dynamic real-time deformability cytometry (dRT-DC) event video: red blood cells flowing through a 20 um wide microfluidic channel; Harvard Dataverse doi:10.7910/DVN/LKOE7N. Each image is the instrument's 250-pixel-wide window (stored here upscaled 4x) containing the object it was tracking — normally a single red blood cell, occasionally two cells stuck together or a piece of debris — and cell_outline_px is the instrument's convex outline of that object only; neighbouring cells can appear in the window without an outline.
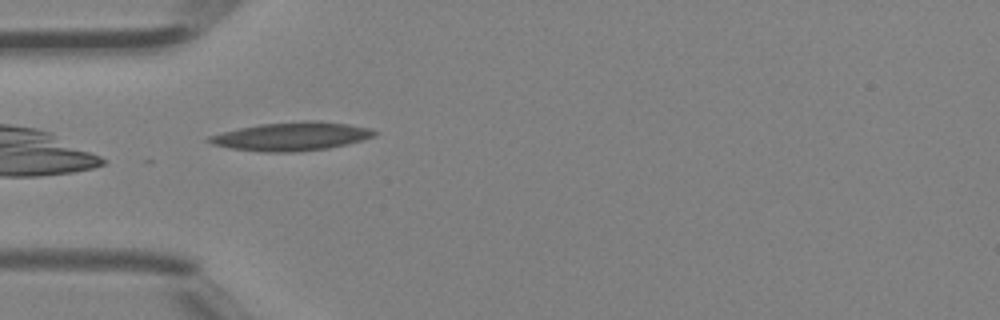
{"species": "Egyptian fruit bat (a non-hibernating species)", "species_latin": "Rousettus aegyptiacus", "temperature_condition": "room temperature", "stored_images_in_passage": 3, "camera_frame_rate_fps": 3000, "um_per_image_px": 0.085, "animal": {"sex": "female"}, "frame": {"image": 1, "passage_image": 2, "time_ms": 0.333, "image_size_px": [1000, 320], "cell_outline_px": [[380, 132], [376, 136], [364, 140], [348, 144], [328, 148], [292, 152], [264, 152], [228, 148], [212, 144], [204, 140], [208, 136], [240, 128], [260, 124], [304, 120], [316, 120], [348, 124], [368, 128]], "centroid_in_image_um": [24.8, 11.59], "position_along_channel_um": 60.2, "area_um2": 27.63}}
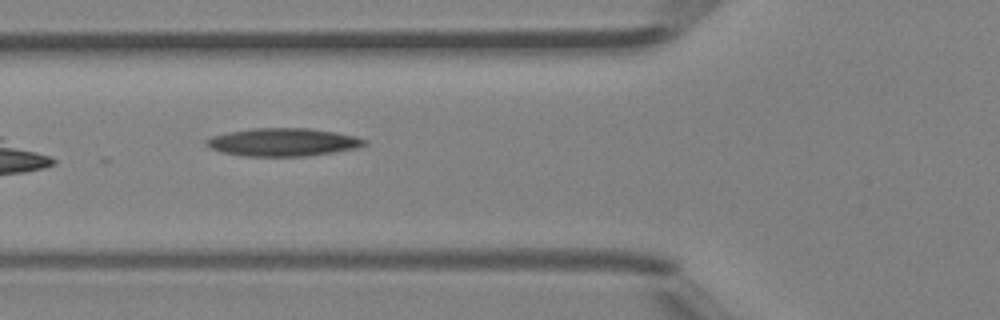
{"frame": {"image": 2, "passage_image": 3, "time_ms": 0.667, "image_size_px": [1000, 320], "cell_outline_px": [[368, 144], [356, 148], [332, 152], [304, 156], [244, 156], [220, 152], [204, 144], [204, 140], [212, 136], [228, 132], [252, 128], [308, 128], [336, 132], [356, 136], [364, 140]], "centroid_in_image_um": [24.02, 12.08], "position_along_channel_um": 101.8, "area_um2": 25.72}}